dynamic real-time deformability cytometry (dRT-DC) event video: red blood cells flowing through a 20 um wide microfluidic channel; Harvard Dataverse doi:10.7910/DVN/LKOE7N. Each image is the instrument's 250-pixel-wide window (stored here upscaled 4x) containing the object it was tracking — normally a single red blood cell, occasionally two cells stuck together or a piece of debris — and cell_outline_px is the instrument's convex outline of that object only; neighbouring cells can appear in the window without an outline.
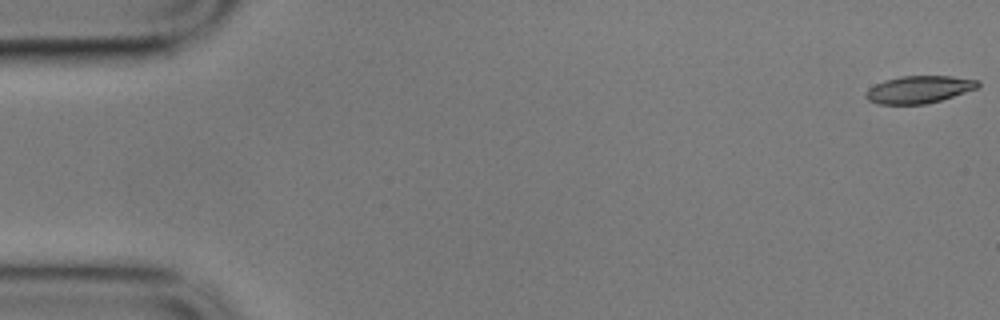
{"species": "common noctule bat (a hibernating species)", "species_latin": "Nyctalus noctula", "temperature_condition": "cold", "stored_images_in_passage": 20, "camera_frame_rate_fps": 3000, "um_per_image_px": 0.085, "animal": {"sex": "male", "body_mass_g": 17.9}, "frame": {"image": 1, "passage_image": 1, "time_ms": 0.0, "image_size_px": [1000, 320], "cell_outline_px": [[980, 84], [976, 88], [940, 100], [924, 104], [876, 104], [868, 100], [864, 96], [864, 92], [868, 88], [884, 80], [900, 76], [952, 76], [980, 80]], "centroid_in_image_um": [78.06, 7.6], "position_along_channel_um": 6.9, "area_um2": 17.86}}
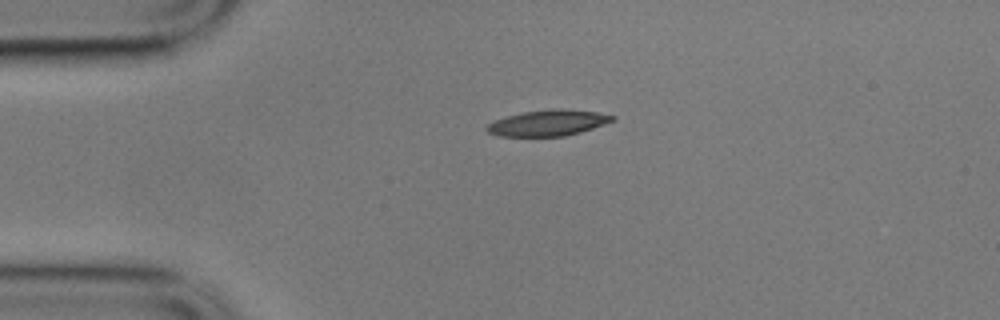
{"frame": {"image": 2, "passage_image": 13, "time_ms": 4.0, "image_size_px": [1000, 320], "cell_outline_px": [[616, 120], [580, 132], [564, 136], [500, 136], [488, 132], [484, 128], [492, 120], [524, 112], [560, 108], [596, 112], [616, 116]], "centroid_in_image_um": [46.58, 10.45], "position_along_channel_um": 38.4, "area_um2": 18.84}}
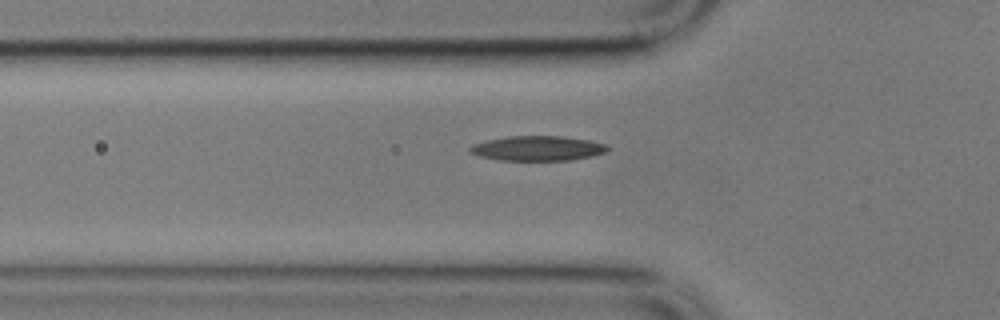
{"frame": {"image": 3, "passage_image": 19, "time_ms": 6.0, "image_size_px": [1000, 320], "cell_outline_px": [[608, 148], [604, 152], [592, 156], [572, 160], [500, 160], [480, 156], [472, 152], [468, 148], [472, 144], [488, 140], [508, 136], [560, 136], [588, 140], [608, 144]], "centroid_in_image_um": [45.71, 12.6], "position_along_channel_um": 80.1, "area_um2": 19.71}}